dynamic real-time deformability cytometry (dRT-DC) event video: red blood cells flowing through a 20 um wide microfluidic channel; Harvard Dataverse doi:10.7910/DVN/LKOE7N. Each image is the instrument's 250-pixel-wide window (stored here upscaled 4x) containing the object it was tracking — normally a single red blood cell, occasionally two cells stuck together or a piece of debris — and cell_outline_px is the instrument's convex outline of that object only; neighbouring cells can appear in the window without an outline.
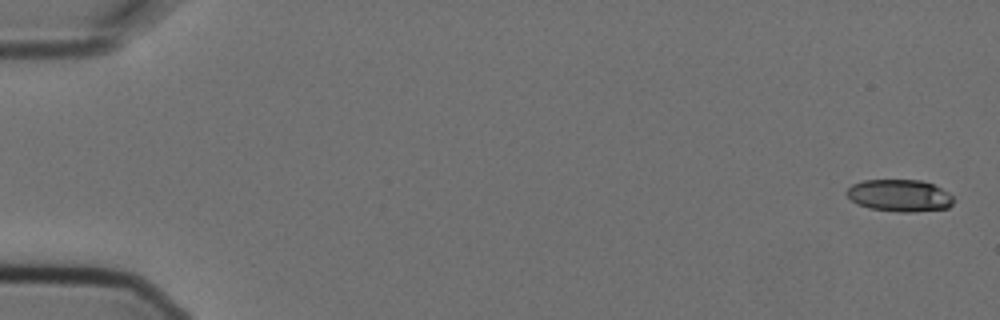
{"species": "Egyptian fruit bat (a non-hibernating species)", "species_latin": "Rousettus aegyptiacus", "temperature_condition": "cold", "stored_images_in_passage": 4, "camera_frame_rate_fps": 3000, "um_per_image_px": 0.085, "animal": {"sex": "female"}, "frame": {"image": 1, "passage_image": 1, "time_ms": 0.0, "image_size_px": [1000, 320], "cell_outline_px": [[952, 204], [948, 208], [912, 212], [900, 212], [868, 208], [856, 204], [844, 192], [852, 184], [864, 180], [920, 180], [932, 184], [948, 192], [952, 196]], "centroid_in_image_um": [76.43, 16.62], "position_along_channel_um": 8.6, "area_um2": 19.94}}
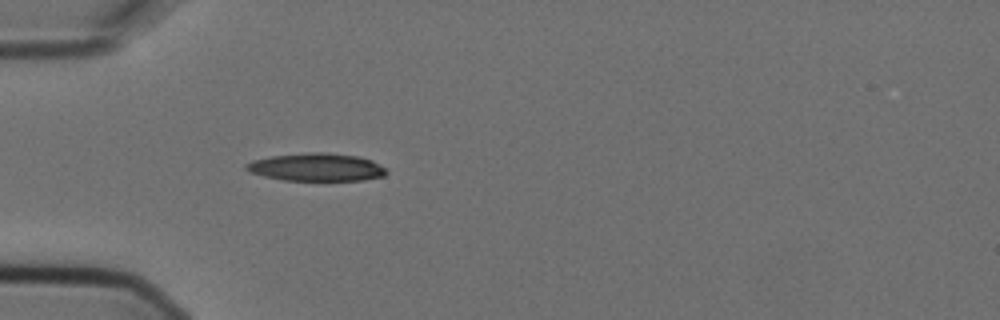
{"frame": {"image": 2, "passage_image": 4, "time_ms": 1.0, "image_size_px": [1000, 320], "cell_outline_px": [[388, 172], [384, 176], [364, 180], [284, 180], [264, 176], [252, 172], [244, 168], [244, 164], [252, 160], [272, 156], [308, 152], [324, 152], [356, 156], [372, 160], [384, 168]], "centroid_in_image_um": [26.89, 14.2], "position_along_channel_um": 58.1, "area_um2": 22.6}}